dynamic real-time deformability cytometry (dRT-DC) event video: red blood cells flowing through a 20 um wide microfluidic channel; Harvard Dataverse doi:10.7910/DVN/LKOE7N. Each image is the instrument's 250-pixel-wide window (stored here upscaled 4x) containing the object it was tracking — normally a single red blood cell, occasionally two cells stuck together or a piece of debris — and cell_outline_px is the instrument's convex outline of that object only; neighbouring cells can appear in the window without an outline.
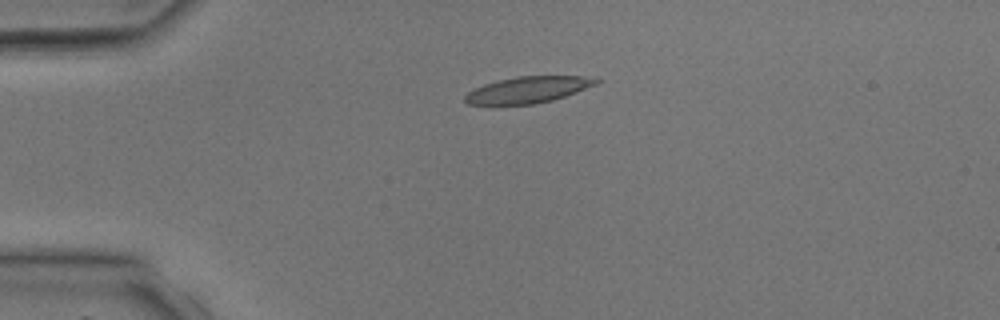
{"species": "common noctule bat (a hibernating species)", "species_latin": "Nyctalus noctula", "temperature_condition": "room temperature", "stored_images_in_passage": 4, "camera_frame_rate_fps": 3000, "um_per_image_px": 0.085, "animal": {"sex": "male", "body_mass_g": 17.9, "forearm_length_mm": 54.2}, "frame": {"image": 1, "passage_image": 3, "time_ms": 2.0, "image_size_px": [1000, 320], "cell_outline_px": [[600, 80], [596, 84], [564, 96], [552, 100], [532, 104], [468, 104], [464, 100], [464, 96], [468, 92], [484, 84], [516, 76], [580, 76]], "centroid_in_image_um": [44.84, 7.63], "position_along_channel_um": 40.2, "area_um2": 19.65}}
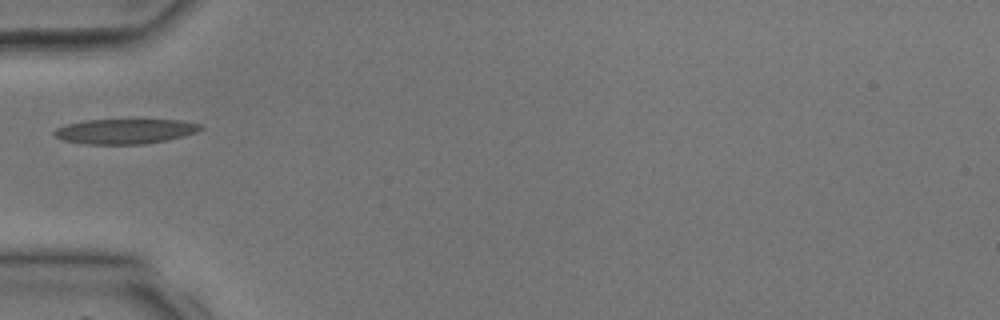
{"frame": {"image": 2, "passage_image": 4, "time_ms": 3.333, "image_size_px": [1000, 320], "cell_outline_px": [[204, 128], [196, 132], [184, 136], [144, 144], [84, 144], [64, 140], [56, 136], [52, 132], [56, 128], [68, 124], [84, 120], [180, 120], [204, 124]], "centroid_in_image_um": [10.66, 11.16], "position_along_channel_um": 74.3, "area_um2": 21.21}}